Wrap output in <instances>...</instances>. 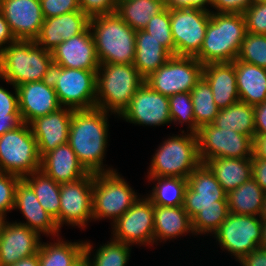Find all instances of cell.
Masks as SVG:
<instances>
[{"label": "cell", "mask_w": 266, "mask_h": 266, "mask_svg": "<svg viewBox=\"0 0 266 266\" xmlns=\"http://www.w3.org/2000/svg\"><path fill=\"white\" fill-rule=\"evenodd\" d=\"M137 192L118 172L93 173V219H112L113 224L138 199Z\"/></svg>", "instance_id": "cell-7"}, {"label": "cell", "mask_w": 266, "mask_h": 266, "mask_svg": "<svg viewBox=\"0 0 266 266\" xmlns=\"http://www.w3.org/2000/svg\"><path fill=\"white\" fill-rule=\"evenodd\" d=\"M93 173L60 185L59 229L63 224L85 228L92 216ZM81 226V227H80Z\"/></svg>", "instance_id": "cell-15"}, {"label": "cell", "mask_w": 266, "mask_h": 266, "mask_svg": "<svg viewBox=\"0 0 266 266\" xmlns=\"http://www.w3.org/2000/svg\"><path fill=\"white\" fill-rule=\"evenodd\" d=\"M23 124L21 117L0 118V136Z\"/></svg>", "instance_id": "cell-55"}, {"label": "cell", "mask_w": 266, "mask_h": 266, "mask_svg": "<svg viewBox=\"0 0 266 266\" xmlns=\"http://www.w3.org/2000/svg\"><path fill=\"white\" fill-rule=\"evenodd\" d=\"M190 93L196 125L200 128L203 125L212 124L220 108L215 104L208 82L202 77Z\"/></svg>", "instance_id": "cell-38"}, {"label": "cell", "mask_w": 266, "mask_h": 266, "mask_svg": "<svg viewBox=\"0 0 266 266\" xmlns=\"http://www.w3.org/2000/svg\"><path fill=\"white\" fill-rule=\"evenodd\" d=\"M266 160V135L253 139V157Z\"/></svg>", "instance_id": "cell-54"}, {"label": "cell", "mask_w": 266, "mask_h": 266, "mask_svg": "<svg viewBox=\"0 0 266 266\" xmlns=\"http://www.w3.org/2000/svg\"><path fill=\"white\" fill-rule=\"evenodd\" d=\"M19 209L26 219L24 224L29 229L47 236H59L60 229L53 217L40 205L33 189L21 179L15 190L14 209ZM41 233V234H40Z\"/></svg>", "instance_id": "cell-24"}, {"label": "cell", "mask_w": 266, "mask_h": 266, "mask_svg": "<svg viewBox=\"0 0 266 266\" xmlns=\"http://www.w3.org/2000/svg\"><path fill=\"white\" fill-rule=\"evenodd\" d=\"M202 77L210 85L215 104L220 109L240 101L234 61L203 65Z\"/></svg>", "instance_id": "cell-26"}, {"label": "cell", "mask_w": 266, "mask_h": 266, "mask_svg": "<svg viewBox=\"0 0 266 266\" xmlns=\"http://www.w3.org/2000/svg\"><path fill=\"white\" fill-rule=\"evenodd\" d=\"M89 28L95 41L100 64L133 63L136 50V30L115 12L90 18Z\"/></svg>", "instance_id": "cell-5"}, {"label": "cell", "mask_w": 266, "mask_h": 266, "mask_svg": "<svg viewBox=\"0 0 266 266\" xmlns=\"http://www.w3.org/2000/svg\"><path fill=\"white\" fill-rule=\"evenodd\" d=\"M49 80L62 107L72 110L95 108L97 70L70 69L53 65Z\"/></svg>", "instance_id": "cell-9"}, {"label": "cell", "mask_w": 266, "mask_h": 266, "mask_svg": "<svg viewBox=\"0 0 266 266\" xmlns=\"http://www.w3.org/2000/svg\"><path fill=\"white\" fill-rule=\"evenodd\" d=\"M252 178L266 193V160L260 158H251Z\"/></svg>", "instance_id": "cell-50"}, {"label": "cell", "mask_w": 266, "mask_h": 266, "mask_svg": "<svg viewBox=\"0 0 266 266\" xmlns=\"http://www.w3.org/2000/svg\"><path fill=\"white\" fill-rule=\"evenodd\" d=\"M144 80L133 63L100 64L97 70L95 108L120 116Z\"/></svg>", "instance_id": "cell-4"}, {"label": "cell", "mask_w": 266, "mask_h": 266, "mask_svg": "<svg viewBox=\"0 0 266 266\" xmlns=\"http://www.w3.org/2000/svg\"><path fill=\"white\" fill-rule=\"evenodd\" d=\"M109 113L102 109L73 110L68 144L79 162L90 173L115 171L104 168L103 159L108 144Z\"/></svg>", "instance_id": "cell-1"}, {"label": "cell", "mask_w": 266, "mask_h": 266, "mask_svg": "<svg viewBox=\"0 0 266 266\" xmlns=\"http://www.w3.org/2000/svg\"><path fill=\"white\" fill-rule=\"evenodd\" d=\"M90 18L82 11H73L55 17L45 18L35 42L51 51L63 41L84 33L89 28Z\"/></svg>", "instance_id": "cell-23"}, {"label": "cell", "mask_w": 266, "mask_h": 266, "mask_svg": "<svg viewBox=\"0 0 266 266\" xmlns=\"http://www.w3.org/2000/svg\"><path fill=\"white\" fill-rule=\"evenodd\" d=\"M259 217L262 221H266V193L264 195V201L260 210Z\"/></svg>", "instance_id": "cell-59"}, {"label": "cell", "mask_w": 266, "mask_h": 266, "mask_svg": "<svg viewBox=\"0 0 266 266\" xmlns=\"http://www.w3.org/2000/svg\"><path fill=\"white\" fill-rule=\"evenodd\" d=\"M254 2H266V0H254Z\"/></svg>", "instance_id": "cell-60"}, {"label": "cell", "mask_w": 266, "mask_h": 266, "mask_svg": "<svg viewBox=\"0 0 266 266\" xmlns=\"http://www.w3.org/2000/svg\"><path fill=\"white\" fill-rule=\"evenodd\" d=\"M211 1L212 0H164V4L165 7L169 9L198 7L209 10V8L206 7H209L208 5L211 7Z\"/></svg>", "instance_id": "cell-51"}, {"label": "cell", "mask_w": 266, "mask_h": 266, "mask_svg": "<svg viewBox=\"0 0 266 266\" xmlns=\"http://www.w3.org/2000/svg\"><path fill=\"white\" fill-rule=\"evenodd\" d=\"M136 50L133 61L140 75L145 79L172 56L158 40L144 30H136Z\"/></svg>", "instance_id": "cell-29"}, {"label": "cell", "mask_w": 266, "mask_h": 266, "mask_svg": "<svg viewBox=\"0 0 266 266\" xmlns=\"http://www.w3.org/2000/svg\"><path fill=\"white\" fill-rule=\"evenodd\" d=\"M19 111L23 123L45 116L61 108L50 80L34 81L17 86Z\"/></svg>", "instance_id": "cell-21"}, {"label": "cell", "mask_w": 266, "mask_h": 266, "mask_svg": "<svg viewBox=\"0 0 266 266\" xmlns=\"http://www.w3.org/2000/svg\"><path fill=\"white\" fill-rule=\"evenodd\" d=\"M212 124L217 128L233 130L254 139V106L237 101L227 108L220 109Z\"/></svg>", "instance_id": "cell-33"}, {"label": "cell", "mask_w": 266, "mask_h": 266, "mask_svg": "<svg viewBox=\"0 0 266 266\" xmlns=\"http://www.w3.org/2000/svg\"><path fill=\"white\" fill-rule=\"evenodd\" d=\"M165 8L163 0H117L115 13L132 29L143 30Z\"/></svg>", "instance_id": "cell-31"}, {"label": "cell", "mask_w": 266, "mask_h": 266, "mask_svg": "<svg viewBox=\"0 0 266 266\" xmlns=\"http://www.w3.org/2000/svg\"><path fill=\"white\" fill-rule=\"evenodd\" d=\"M54 66L81 70H98L95 41L91 29L63 41L51 50Z\"/></svg>", "instance_id": "cell-20"}, {"label": "cell", "mask_w": 266, "mask_h": 266, "mask_svg": "<svg viewBox=\"0 0 266 266\" xmlns=\"http://www.w3.org/2000/svg\"><path fill=\"white\" fill-rule=\"evenodd\" d=\"M149 181H157L152 193L147 197L153 205L177 207L184 205L185 191L188 180L180 177L147 176Z\"/></svg>", "instance_id": "cell-36"}, {"label": "cell", "mask_w": 266, "mask_h": 266, "mask_svg": "<svg viewBox=\"0 0 266 266\" xmlns=\"http://www.w3.org/2000/svg\"><path fill=\"white\" fill-rule=\"evenodd\" d=\"M197 139L199 159L204 164L213 158L253 157V138L233 130L206 124L199 128Z\"/></svg>", "instance_id": "cell-11"}, {"label": "cell", "mask_w": 266, "mask_h": 266, "mask_svg": "<svg viewBox=\"0 0 266 266\" xmlns=\"http://www.w3.org/2000/svg\"><path fill=\"white\" fill-rule=\"evenodd\" d=\"M229 214L228 205L209 206L203 208L192 219L194 235L213 233L221 226V223Z\"/></svg>", "instance_id": "cell-40"}, {"label": "cell", "mask_w": 266, "mask_h": 266, "mask_svg": "<svg viewBox=\"0 0 266 266\" xmlns=\"http://www.w3.org/2000/svg\"><path fill=\"white\" fill-rule=\"evenodd\" d=\"M72 115V109L61 107L29 123L32 134L37 141L40 157L58 146L68 143Z\"/></svg>", "instance_id": "cell-22"}, {"label": "cell", "mask_w": 266, "mask_h": 266, "mask_svg": "<svg viewBox=\"0 0 266 266\" xmlns=\"http://www.w3.org/2000/svg\"><path fill=\"white\" fill-rule=\"evenodd\" d=\"M120 117L139 126L171 124L168 96L154 91L144 82Z\"/></svg>", "instance_id": "cell-17"}, {"label": "cell", "mask_w": 266, "mask_h": 266, "mask_svg": "<svg viewBox=\"0 0 266 266\" xmlns=\"http://www.w3.org/2000/svg\"><path fill=\"white\" fill-rule=\"evenodd\" d=\"M171 121L174 124L188 125L190 133L197 134L199 127L196 125L193 112V102L190 92L178 93L168 97Z\"/></svg>", "instance_id": "cell-39"}, {"label": "cell", "mask_w": 266, "mask_h": 266, "mask_svg": "<svg viewBox=\"0 0 266 266\" xmlns=\"http://www.w3.org/2000/svg\"><path fill=\"white\" fill-rule=\"evenodd\" d=\"M265 192L251 178L236 189L227 193L229 213L259 216Z\"/></svg>", "instance_id": "cell-32"}, {"label": "cell", "mask_w": 266, "mask_h": 266, "mask_svg": "<svg viewBox=\"0 0 266 266\" xmlns=\"http://www.w3.org/2000/svg\"><path fill=\"white\" fill-rule=\"evenodd\" d=\"M15 41L16 39L11 33L8 22L6 21L2 11L0 10V50L7 47L11 43H14Z\"/></svg>", "instance_id": "cell-53"}, {"label": "cell", "mask_w": 266, "mask_h": 266, "mask_svg": "<svg viewBox=\"0 0 266 266\" xmlns=\"http://www.w3.org/2000/svg\"><path fill=\"white\" fill-rule=\"evenodd\" d=\"M255 136L266 135V100L254 106Z\"/></svg>", "instance_id": "cell-49"}, {"label": "cell", "mask_w": 266, "mask_h": 266, "mask_svg": "<svg viewBox=\"0 0 266 266\" xmlns=\"http://www.w3.org/2000/svg\"><path fill=\"white\" fill-rule=\"evenodd\" d=\"M262 220L259 216L229 213L213 233L218 244L240 261L245 255L260 247Z\"/></svg>", "instance_id": "cell-12"}, {"label": "cell", "mask_w": 266, "mask_h": 266, "mask_svg": "<svg viewBox=\"0 0 266 266\" xmlns=\"http://www.w3.org/2000/svg\"><path fill=\"white\" fill-rule=\"evenodd\" d=\"M238 262L241 266H266V250L259 247L245 255Z\"/></svg>", "instance_id": "cell-52"}, {"label": "cell", "mask_w": 266, "mask_h": 266, "mask_svg": "<svg viewBox=\"0 0 266 266\" xmlns=\"http://www.w3.org/2000/svg\"><path fill=\"white\" fill-rule=\"evenodd\" d=\"M0 10L16 40L38 38L45 19L40 0H0Z\"/></svg>", "instance_id": "cell-18"}, {"label": "cell", "mask_w": 266, "mask_h": 266, "mask_svg": "<svg viewBox=\"0 0 266 266\" xmlns=\"http://www.w3.org/2000/svg\"><path fill=\"white\" fill-rule=\"evenodd\" d=\"M154 243L166 242L185 233H192V220L183 206L169 207L153 205Z\"/></svg>", "instance_id": "cell-27"}, {"label": "cell", "mask_w": 266, "mask_h": 266, "mask_svg": "<svg viewBox=\"0 0 266 266\" xmlns=\"http://www.w3.org/2000/svg\"><path fill=\"white\" fill-rule=\"evenodd\" d=\"M237 59L266 69V35L246 32Z\"/></svg>", "instance_id": "cell-41"}, {"label": "cell", "mask_w": 266, "mask_h": 266, "mask_svg": "<svg viewBox=\"0 0 266 266\" xmlns=\"http://www.w3.org/2000/svg\"><path fill=\"white\" fill-rule=\"evenodd\" d=\"M143 30L158 40L171 55H175V44L170 26L169 8H165L158 15L151 17L148 25Z\"/></svg>", "instance_id": "cell-42"}, {"label": "cell", "mask_w": 266, "mask_h": 266, "mask_svg": "<svg viewBox=\"0 0 266 266\" xmlns=\"http://www.w3.org/2000/svg\"><path fill=\"white\" fill-rule=\"evenodd\" d=\"M203 64L195 57L172 55L168 61L151 73L144 82L165 96L191 92L202 78Z\"/></svg>", "instance_id": "cell-10"}, {"label": "cell", "mask_w": 266, "mask_h": 266, "mask_svg": "<svg viewBox=\"0 0 266 266\" xmlns=\"http://www.w3.org/2000/svg\"><path fill=\"white\" fill-rule=\"evenodd\" d=\"M113 223L112 234L116 241L134 244L154 245V210L152 202L140 197ZM151 243V244H150Z\"/></svg>", "instance_id": "cell-14"}, {"label": "cell", "mask_w": 266, "mask_h": 266, "mask_svg": "<svg viewBox=\"0 0 266 266\" xmlns=\"http://www.w3.org/2000/svg\"><path fill=\"white\" fill-rule=\"evenodd\" d=\"M71 266H90V263L88 257L85 254H83Z\"/></svg>", "instance_id": "cell-57"}, {"label": "cell", "mask_w": 266, "mask_h": 266, "mask_svg": "<svg viewBox=\"0 0 266 266\" xmlns=\"http://www.w3.org/2000/svg\"><path fill=\"white\" fill-rule=\"evenodd\" d=\"M9 266H39L38 254L23 258L15 264Z\"/></svg>", "instance_id": "cell-56"}, {"label": "cell", "mask_w": 266, "mask_h": 266, "mask_svg": "<svg viewBox=\"0 0 266 266\" xmlns=\"http://www.w3.org/2000/svg\"><path fill=\"white\" fill-rule=\"evenodd\" d=\"M226 193L252 178V161L243 158H213L205 163Z\"/></svg>", "instance_id": "cell-30"}, {"label": "cell", "mask_w": 266, "mask_h": 266, "mask_svg": "<svg viewBox=\"0 0 266 266\" xmlns=\"http://www.w3.org/2000/svg\"><path fill=\"white\" fill-rule=\"evenodd\" d=\"M80 10L89 18L114 13L117 0H79Z\"/></svg>", "instance_id": "cell-46"}, {"label": "cell", "mask_w": 266, "mask_h": 266, "mask_svg": "<svg viewBox=\"0 0 266 266\" xmlns=\"http://www.w3.org/2000/svg\"><path fill=\"white\" fill-rule=\"evenodd\" d=\"M40 236L24 224L1 220L0 266H9L38 254Z\"/></svg>", "instance_id": "cell-19"}, {"label": "cell", "mask_w": 266, "mask_h": 266, "mask_svg": "<svg viewBox=\"0 0 266 266\" xmlns=\"http://www.w3.org/2000/svg\"><path fill=\"white\" fill-rule=\"evenodd\" d=\"M210 20L199 53L195 56L203 65L233 62L237 59L246 34L243 14L215 13Z\"/></svg>", "instance_id": "cell-3"}, {"label": "cell", "mask_w": 266, "mask_h": 266, "mask_svg": "<svg viewBox=\"0 0 266 266\" xmlns=\"http://www.w3.org/2000/svg\"><path fill=\"white\" fill-rule=\"evenodd\" d=\"M13 88L15 95L0 86V118L21 117L17 87Z\"/></svg>", "instance_id": "cell-47"}, {"label": "cell", "mask_w": 266, "mask_h": 266, "mask_svg": "<svg viewBox=\"0 0 266 266\" xmlns=\"http://www.w3.org/2000/svg\"><path fill=\"white\" fill-rule=\"evenodd\" d=\"M243 15L247 32L266 35V2H254Z\"/></svg>", "instance_id": "cell-44"}, {"label": "cell", "mask_w": 266, "mask_h": 266, "mask_svg": "<svg viewBox=\"0 0 266 266\" xmlns=\"http://www.w3.org/2000/svg\"><path fill=\"white\" fill-rule=\"evenodd\" d=\"M44 18L81 11L79 0H40Z\"/></svg>", "instance_id": "cell-45"}, {"label": "cell", "mask_w": 266, "mask_h": 266, "mask_svg": "<svg viewBox=\"0 0 266 266\" xmlns=\"http://www.w3.org/2000/svg\"><path fill=\"white\" fill-rule=\"evenodd\" d=\"M187 180L183 207L191 220L205 207L228 205L227 193L206 164L200 163Z\"/></svg>", "instance_id": "cell-16"}, {"label": "cell", "mask_w": 266, "mask_h": 266, "mask_svg": "<svg viewBox=\"0 0 266 266\" xmlns=\"http://www.w3.org/2000/svg\"><path fill=\"white\" fill-rule=\"evenodd\" d=\"M92 245L85 241L84 254L88 257L90 266H126L131 257V246L114 239L101 245L94 255L91 254L94 248ZM91 255L94 256L92 259Z\"/></svg>", "instance_id": "cell-37"}, {"label": "cell", "mask_w": 266, "mask_h": 266, "mask_svg": "<svg viewBox=\"0 0 266 266\" xmlns=\"http://www.w3.org/2000/svg\"><path fill=\"white\" fill-rule=\"evenodd\" d=\"M40 170L59 184L79 180L89 173L68 143L43 155Z\"/></svg>", "instance_id": "cell-25"}, {"label": "cell", "mask_w": 266, "mask_h": 266, "mask_svg": "<svg viewBox=\"0 0 266 266\" xmlns=\"http://www.w3.org/2000/svg\"><path fill=\"white\" fill-rule=\"evenodd\" d=\"M41 242L38 250L39 266H71L84 254L85 241Z\"/></svg>", "instance_id": "cell-34"}, {"label": "cell", "mask_w": 266, "mask_h": 266, "mask_svg": "<svg viewBox=\"0 0 266 266\" xmlns=\"http://www.w3.org/2000/svg\"><path fill=\"white\" fill-rule=\"evenodd\" d=\"M181 133L170 136L157 148L151 158L148 176L187 179L201 163L197 134L188 131L186 134L184 130Z\"/></svg>", "instance_id": "cell-6"}, {"label": "cell", "mask_w": 266, "mask_h": 266, "mask_svg": "<svg viewBox=\"0 0 266 266\" xmlns=\"http://www.w3.org/2000/svg\"><path fill=\"white\" fill-rule=\"evenodd\" d=\"M260 247L266 250V221H262Z\"/></svg>", "instance_id": "cell-58"}, {"label": "cell", "mask_w": 266, "mask_h": 266, "mask_svg": "<svg viewBox=\"0 0 266 266\" xmlns=\"http://www.w3.org/2000/svg\"><path fill=\"white\" fill-rule=\"evenodd\" d=\"M0 71H1V50H0Z\"/></svg>", "instance_id": "cell-61"}, {"label": "cell", "mask_w": 266, "mask_h": 266, "mask_svg": "<svg viewBox=\"0 0 266 266\" xmlns=\"http://www.w3.org/2000/svg\"><path fill=\"white\" fill-rule=\"evenodd\" d=\"M169 10L175 55L195 57L202 47L211 12L198 7Z\"/></svg>", "instance_id": "cell-13"}, {"label": "cell", "mask_w": 266, "mask_h": 266, "mask_svg": "<svg viewBox=\"0 0 266 266\" xmlns=\"http://www.w3.org/2000/svg\"><path fill=\"white\" fill-rule=\"evenodd\" d=\"M51 51L35 41L16 40L1 50L0 79L15 87L50 78Z\"/></svg>", "instance_id": "cell-2"}, {"label": "cell", "mask_w": 266, "mask_h": 266, "mask_svg": "<svg viewBox=\"0 0 266 266\" xmlns=\"http://www.w3.org/2000/svg\"><path fill=\"white\" fill-rule=\"evenodd\" d=\"M253 3L254 0H212L211 7L215 13L243 14Z\"/></svg>", "instance_id": "cell-48"}, {"label": "cell", "mask_w": 266, "mask_h": 266, "mask_svg": "<svg viewBox=\"0 0 266 266\" xmlns=\"http://www.w3.org/2000/svg\"><path fill=\"white\" fill-rule=\"evenodd\" d=\"M23 180L33 189L40 205L47 211L59 228L60 185L41 170L24 177Z\"/></svg>", "instance_id": "cell-35"}, {"label": "cell", "mask_w": 266, "mask_h": 266, "mask_svg": "<svg viewBox=\"0 0 266 266\" xmlns=\"http://www.w3.org/2000/svg\"><path fill=\"white\" fill-rule=\"evenodd\" d=\"M20 177L0 172V220L6 219V213L14 210L15 190Z\"/></svg>", "instance_id": "cell-43"}, {"label": "cell", "mask_w": 266, "mask_h": 266, "mask_svg": "<svg viewBox=\"0 0 266 266\" xmlns=\"http://www.w3.org/2000/svg\"><path fill=\"white\" fill-rule=\"evenodd\" d=\"M240 101L257 105L266 100V69L238 59L234 61Z\"/></svg>", "instance_id": "cell-28"}, {"label": "cell", "mask_w": 266, "mask_h": 266, "mask_svg": "<svg viewBox=\"0 0 266 266\" xmlns=\"http://www.w3.org/2000/svg\"><path fill=\"white\" fill-rule=\"evenodd\" d=\"M40 164L37 141L29 124L23 123L0 136V172L23 179L40 170Z\"/></svg>", "instance_id": "cell-8"}]
</instances>
